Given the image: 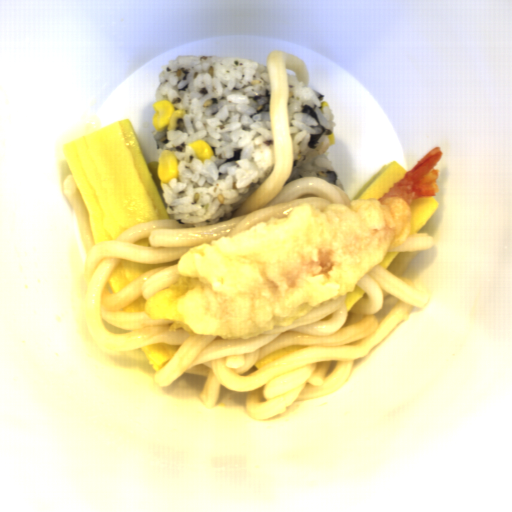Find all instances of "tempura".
I'll use <instances>...</instances> for the list:
<instances>
[{
	"instance_id": "tempura-1",
	"label": "tempura",
	"mask_w": 512,
	"mask_h": 512,
	"mask_svg": "<svg viewBox=\"0 0 512 512\" xmlns=\"http://www.w3.org/2000/svg\"><path fill=\"white\" fill-rule=\"evenodd\" d=\"M444 153L429 150L382 197L325 206L304 203L286 218H270L233 236L189 248L182 276L146 300L168 331L250 340L290 326L312 308L353 292L390 247L412 230L413 203L436 197Z\"/></svg>"
}]
</instances>
